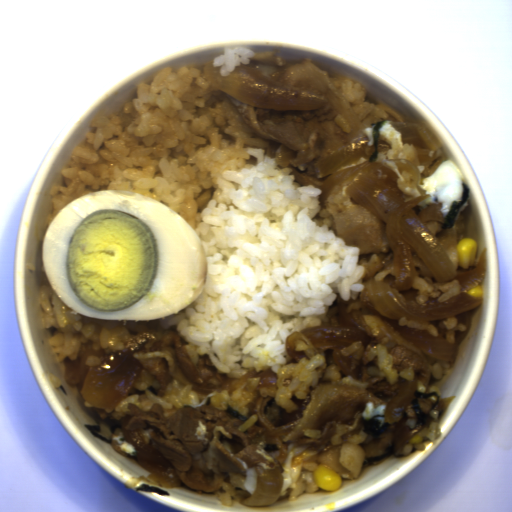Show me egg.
<instances>
[{
	"label": "egg",
	"mask_w": 512,
	"mask_h": 512,
	"mask_svg": "<svg viewBox=\"0 0 512 512\" xmlns=\"http://www.w3.org/2000/svg\"><path fill=\"white\" fill-rule=\"evenodd\" d=\"M40 265L64 303L84 317L156 321L207 286L197 233L162 202L119 190L85 193L48 223Z\"/></svg>",
	"instance_id": "obj_1"
},
{
	"label": "egg",
	"mask_w": 512,
	"mask_h": 512,
	"mask_svg": "<svg viewBox=\"0 0 512 512\" xmlns=\"http://www.w3.org/2000/svg\"><path fill=\"white\" fill-rule=\"evenodd\" d=\"M463 184V176L457 165L445 157V161L428 178H421L420 187L431 196L419 201L417 205L424 210L427 203H443L440 211L446 218L453 202L460 201L464 191Z\"/></svg>",
	"instance_id": "obj_2"
}]
</instances>
